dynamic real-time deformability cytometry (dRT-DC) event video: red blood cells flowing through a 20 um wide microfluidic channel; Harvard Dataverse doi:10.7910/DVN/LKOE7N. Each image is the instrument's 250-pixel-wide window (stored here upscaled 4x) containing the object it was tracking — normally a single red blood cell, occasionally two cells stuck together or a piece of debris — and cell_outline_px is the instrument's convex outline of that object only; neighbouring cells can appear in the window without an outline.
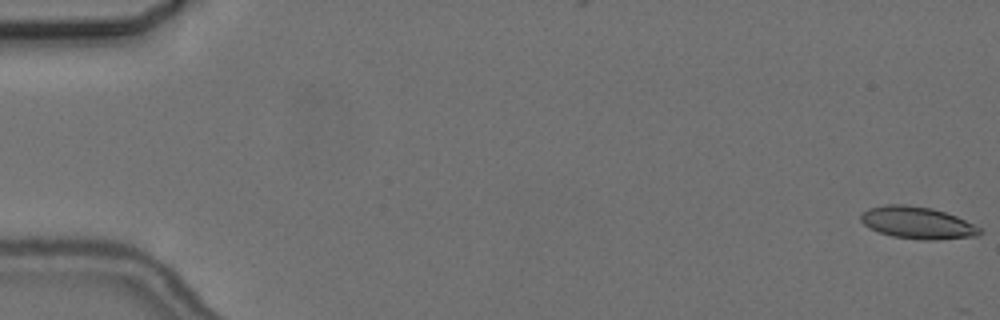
{"species": "common noctule bat (a hibernating species)", "species_latin": "Nyctalus noctula", "temperature_condition": "cold", "stored_images_in_passage": 6, "camera_frame_rate_fps": 3000, "um_per_image_px": 0.085, "animal": {"sex": "female", "body_mass_g": 24.6, "forearm_length_mm": 56.2}, "frame": {"image": 1, "passage_image": 1, "time_ms": 0.0, "image_size_px": [1000, 320], "cell_outline_px": [[984, 232], [980, 236], [936, 240], [924, 240], [892, 236], [868, 228], [860, 220], [860, 212], [868, 208], [884, 204], [904, 204], [932, 208], [956, 216], [980, 228]], "centroid_in_image_um": [77.96, 18.93], "position_along_channel_um": 7.0, "area_um2": 22.43}}